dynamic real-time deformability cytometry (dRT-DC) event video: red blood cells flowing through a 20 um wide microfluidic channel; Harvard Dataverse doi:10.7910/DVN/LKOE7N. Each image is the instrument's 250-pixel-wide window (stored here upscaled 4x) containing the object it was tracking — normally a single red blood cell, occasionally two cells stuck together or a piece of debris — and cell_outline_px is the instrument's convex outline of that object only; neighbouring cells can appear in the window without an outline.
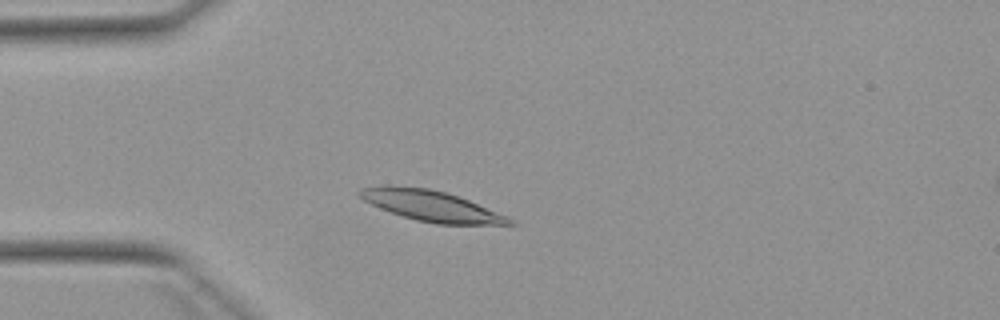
{"species": "Egyptian fruit bat (a non-hibernating species)", "species_latin": "Rousettus aegyptiacus", "temperature_condition": "warm", "stored_images_in_passage": 3, "camera_frame_rate_fps": 3000, "um_per_image_px": 0.085, "animal": {"sex": "female"}, "frame": {"image": 1, "passage_image": 2, "time_ms": 2.333, "image_size_px": [1000, 320], "cell_outline_px": [[516, 224], [436, 224], [416, 220], [380, 208], [356, 196], [356, 192], [360, 188], [388, 184], [428, 188], [444, 192], [468, 200], [508, 216], [516, 220]], "centroid_in_image_um": [36.61, 17.48], "position_along_channel_um": 48.4, "area_um2": 26.7}}